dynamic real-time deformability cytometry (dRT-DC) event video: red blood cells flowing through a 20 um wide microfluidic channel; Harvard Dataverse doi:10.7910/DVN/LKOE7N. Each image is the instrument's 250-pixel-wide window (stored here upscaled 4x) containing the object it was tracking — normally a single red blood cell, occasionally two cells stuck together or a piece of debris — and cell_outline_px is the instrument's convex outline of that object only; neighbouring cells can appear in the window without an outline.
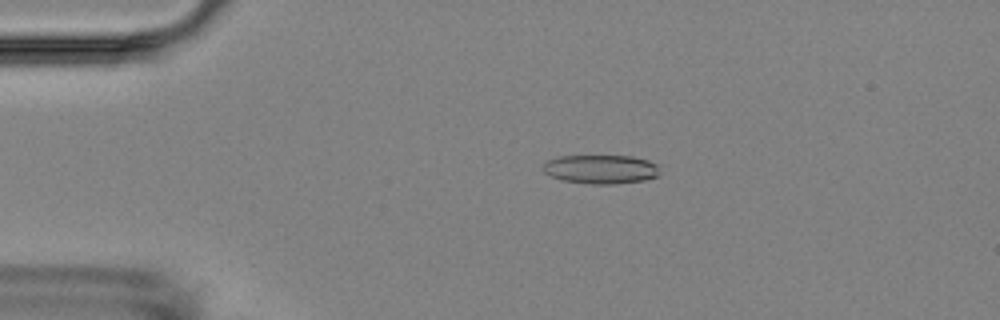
{"species": "Egyptian fruit bat (a non-hibernating species)", "species_latin": "Rousettus aegyptiacus", "temperature_condition": "room temperature", "stored_images_in_passage": 13, "camera_frame_rate_fps": 3000, "um_per_image_px": 0.085, "animal": {"sex": "female"}, "frame": {"image": 1, "passage_image": 2, "time_ms": 1.0, "image_size_px": [1000, 320], "cell_outline_px": [[660, 172], [656, 176], [644, 180], [616, 184], [588, 184], [560, 180], [544, 172], [544, 164], [548, 160], [560, 156], [632, 156], [648, 160], [656, 164]], "centroid_in_image_um": [51.07, 14.39], "position_along_channel_um": 33.9, "area_um2": 19.65}}
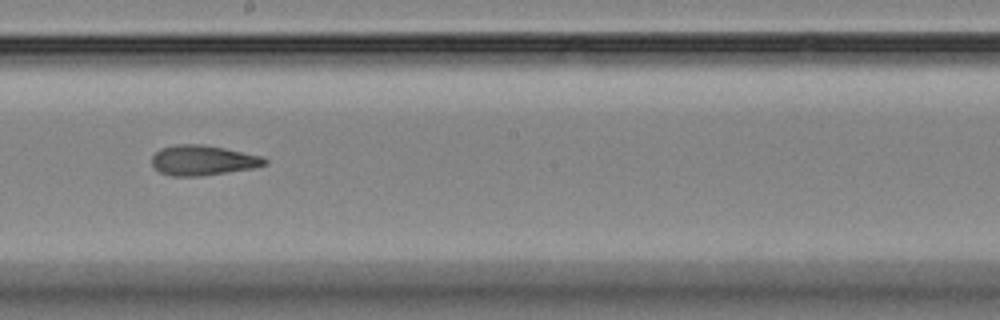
{"frame": {"image": 2, "passage_image": 7, "time_ms": 7.667, "image_size_px": [1000, 320], "cell_outline_px": [[268, 164], [256, 168], [200, 176], [172, 176], [160, 172], [152, 164], [152, 156], [160, 148], [176, 144], [200, 144], [224, 148], [264, 156], [268, 160]], "centroid_in_image_um": [17.29, 13.62], "position_along_channel_um": 230.9, "area_um2": 19.94}}
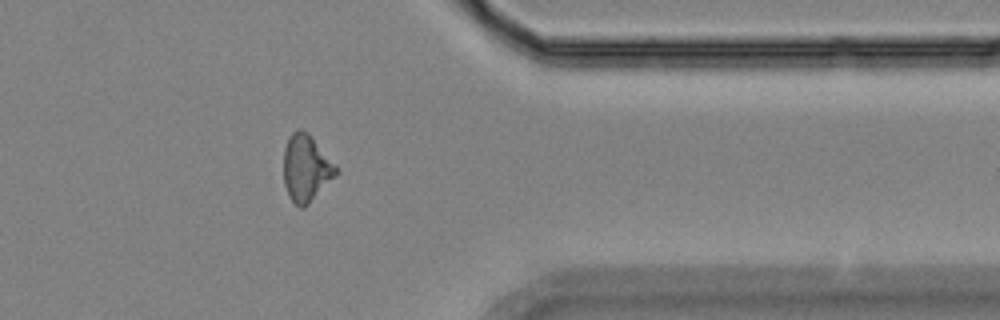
{"frame": {"image": 3, "passage_image": 11, "time_ms": 12.333, "image_size_px": [1000, 320], "cell_outline_px": [[340, 172], [304, 208], [300, 208], [288, 196], [284, 184], [284, 148], [288, 136], [296, 128], [300, 128], [308, 132], [336, 164]], "centroid_in_image_um": [26.03, 14.26], "position_along_channel_um": 385.4, "area_um2": 20.69}, "authors_computed_cell_mechanics": {"area_um2": 19.652, "velocity_mm_per_s": 3.5629, "shape_relaxation_time_tau1_ms": 3.915, "shape_relaxation_time_tau2_ms": 2.8036, "deformation_change_tau1": 0.1363, "deformation_change_tau2": 0.1026}}